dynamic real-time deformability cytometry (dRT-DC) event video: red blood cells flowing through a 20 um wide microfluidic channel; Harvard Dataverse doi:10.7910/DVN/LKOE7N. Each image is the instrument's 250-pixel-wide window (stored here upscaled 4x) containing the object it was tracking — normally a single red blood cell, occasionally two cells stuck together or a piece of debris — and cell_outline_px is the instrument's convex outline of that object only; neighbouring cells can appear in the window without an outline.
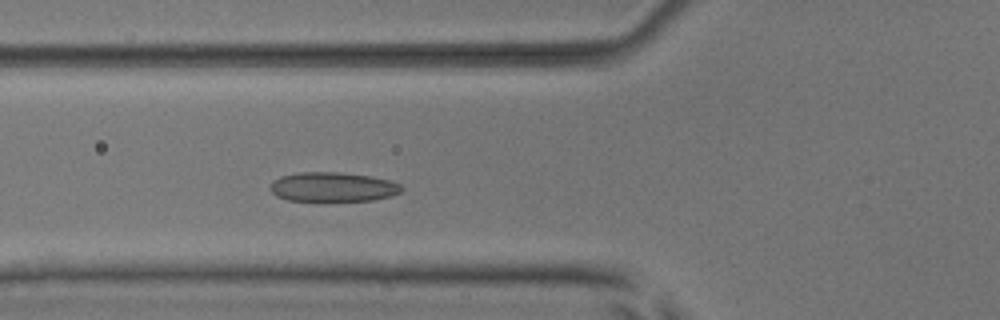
{"species": "common noctule bat (a hibernating species)", "species_latin": "Nyctalus noctula", "temperature_condition": "room temperature", "stored_images_in_passage": 36, "camera_frame_rate_fps": 3000, "um_per_image_px": 0.085, "animal": {"sex": "male", "body_mass_g": 17.9, "forearm_length_mm": 54.2}, "frame": {"image": 1, "passage_image": 7, "time_ms": 2.0, "image_size_px": [1000, 320], "cell_outline_px": [[404, 188], [400, 192], [388, 196], [372, 200], [288, 200], [276, 196], [272, 192], [272, 180], [280, 176], [300, 172], [340, 172], [372, 176], [388, 180], [400, 184]], "centroid_in_image_um": [28.29, 15.87], "position_along_channel_um": 97.5, "area_um2": 22.25}}
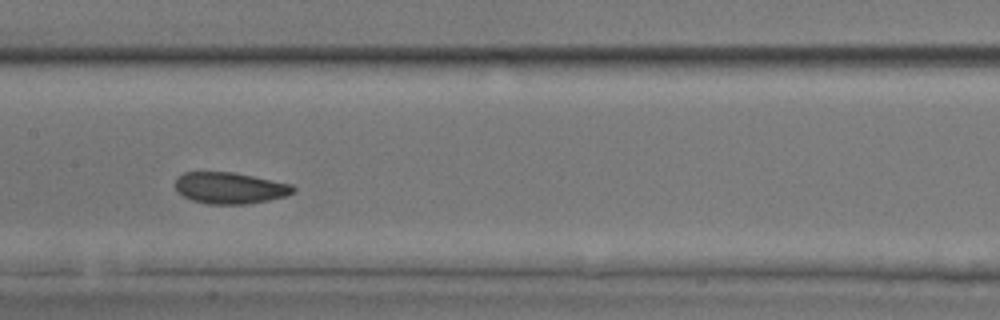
{"frame": {"image": 2, "passage_image": 14, "time_ms": 4.333, "image_size_px": [1000, 320], "cell_outline_px": [[296, 188], [288, 196], [268, 200], [244, 204], [208, 204], [192, 200], [184, 196], [176, 188], [176, 176], [184, 172], [232, 172], [292, 184]], "centroid_in_image_um": [19.54, 15.98], "position_along_channel_um": 187.9, "area_um2": 21.44}}
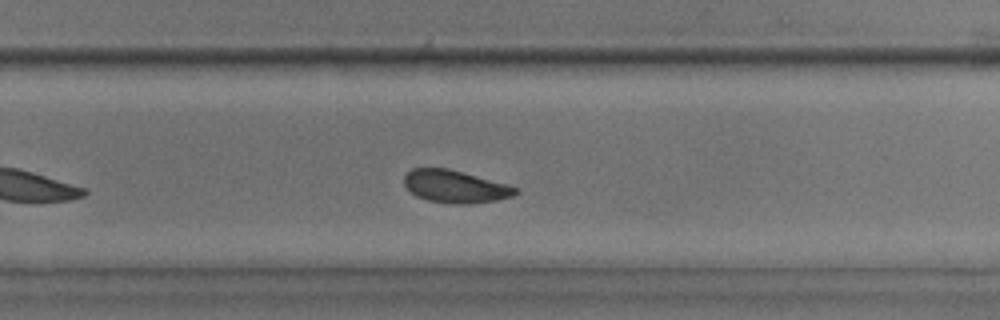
{"frame": {"image": 3, "passage_image": 22, "time_ms": 7.0, "image_size_px": [1000, 320], "cell_outline_px": [[520, 192], [512, 196], [496, 200], [468, 204], [452, 204], [428, 200], [416, 196], [404, 184], [404, 176], [412, 168], [448, 168], [508, 184], [520, 188]], "centroid_in_image_um": [38.73, 15.85], "position_along_channel_um": 291.1, "area_um2": 21.15}, "authors_computed_cell_mechanics": {"area_um2": 21.7039, "velocity_mm_per_s": 3.8801, "shape_relaxation_time_tau1_ms": 4.12, "shape_relaxation_time_tau2_ms": 1.4559, "deformation_change_tau1": 0.0973, "deformation_change_tau2": 0.0663}}